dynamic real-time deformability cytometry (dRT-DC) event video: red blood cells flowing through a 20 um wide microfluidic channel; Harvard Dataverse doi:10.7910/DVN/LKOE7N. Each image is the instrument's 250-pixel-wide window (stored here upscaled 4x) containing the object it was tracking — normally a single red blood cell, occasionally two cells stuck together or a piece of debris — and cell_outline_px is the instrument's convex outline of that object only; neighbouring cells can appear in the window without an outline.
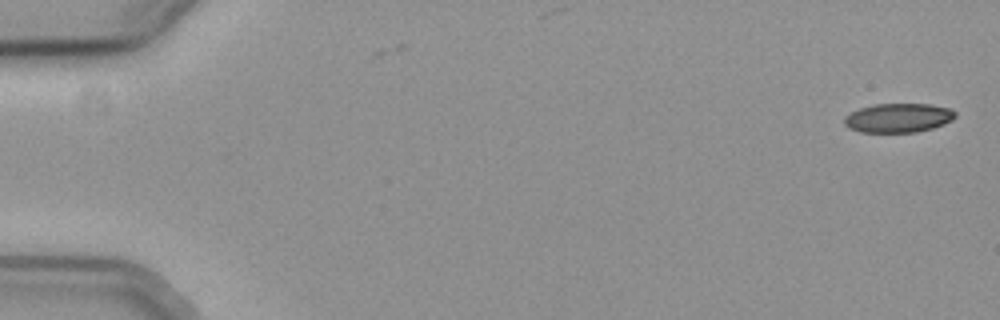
{"species": "common noctule bat (a hibernating species)", "species_latin": "Nyctalus noctula", "temperature_condition": "cold", "stored_images_in_passage": 56, "camera_frame_rate_fps": 3000, "um_per_image_px": 0.085, "animal": {"sex": "female", "body_mass_g": 19.3, "forearm_length_mm": 54.1}, "frame": {"image": 1, "passage_image": 1, "time_ms": 0.0, "image_size_px": [1000, 320], "cell_outline_px": [[956, 116], [952, 120], [944, 124], [932, 128], [916, 132], [860, 132], [848, 128], [844, 124], [844, 116], [860, 108], [876, 104], [928, 104], [948, 108], [956, 112]], "centroid_in_image_um": [76.34, 10.02], "position_along_channel_um": 8.7, "area_um2": 18.79}}
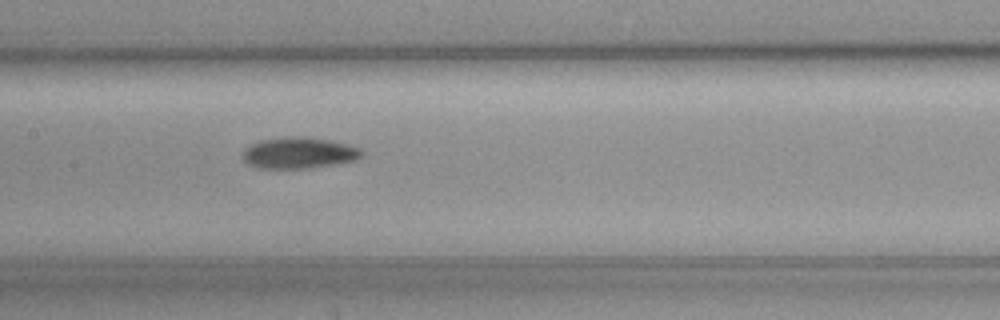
{"frame": {"image": 2, "passage_image": 28, "time_ms": 9.0, "image_size_px": [1000, 320], "cell_outline_px": [[364, 152], [356, 160], [336, 164], [312, 168], [260, 168], [248, 164], [244, 160], [244, 152], [252, 144], [260, 140], [288, 136], [304, 136], [328, 140], [360, 148]], "centroid_in_image_um": [25.43, 13.0], "position_along_channel_um": 182.0, "area_um2": 21.44}}
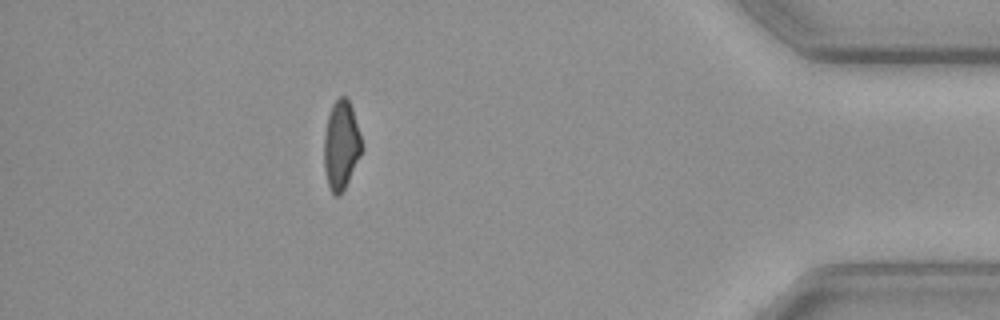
{"frame": {"image": 3, "passage_image": 50, "time_ms": 16.333, "image_size_px": [1000, 320], "cell_outline_px": [[364, 148], [344, 188], [336, 196], [332, 192], [328, 184], [324, 168], [324, 136], [328, 116], [332, 104], [340, 96], [348, 96], [352, 108]], "centroid_in_image_um": [29.0, 12.28], "position_along_channel_um": 406.2, "area_um2": 19.31}, "authors_computed_cell_mechanics": {"area_um2": 20.2011, "velocity_mm_per_s": 3.718, "shape_relaxation_time_tau1_ms": 9.7813, "shape_relaxation_time_tau2_ms": null, "deformation_change_tau1": 0.1497, "deformation_change_tau2": null}}